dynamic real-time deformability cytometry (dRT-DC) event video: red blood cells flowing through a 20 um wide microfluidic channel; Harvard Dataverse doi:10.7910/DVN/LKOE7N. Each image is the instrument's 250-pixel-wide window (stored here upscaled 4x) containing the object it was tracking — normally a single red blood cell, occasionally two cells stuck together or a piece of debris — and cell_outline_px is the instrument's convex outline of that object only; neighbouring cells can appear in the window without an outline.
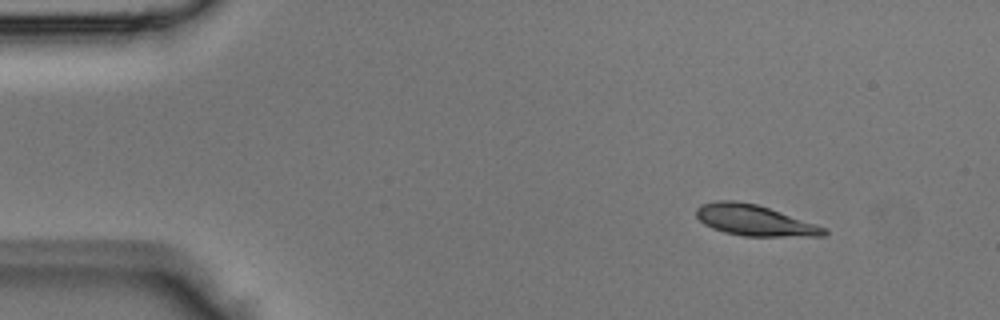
{"species": "Egyptian fruit bat (a non-hibernating species)", "species_latin": "Rousettus aegyptiacus", "temperature_condition": "room temperature", "stored_images_in_passage": 3, "camera_frame_rate_fps": 3000, "um_per_image_px": 0.085, "animal": {"sex": "male"}, "frame": {"image": 1, "passage_image": 1, "time_ms": 0.0, "image_size_px": [1000, 320], "cell_outline_px": [[828, 232], [824, 236], [744, 236], [724, 232], [712, 228], [704, 224], [696, 216], [696, 208], [700, 204], [716, 200], [736, 200], [756, 204], [828, 228]], "centroid_in_image_um": [64.11, 18.72], "position_along_channel_um": 20.9, "area_um2": 22.95}}
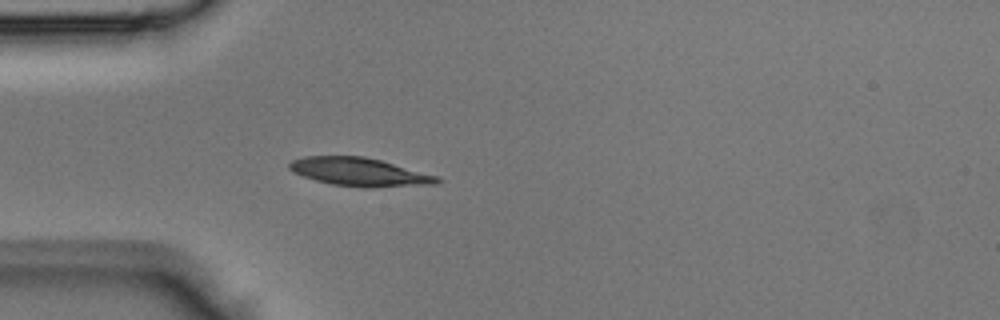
{"frame": {"image": 2, "passage_image": 3, "time_ms": 0.667, "image_size_px": [1000, 320], "cell_outline_px": [[444, 180], [436, 184], [364, 188], [332, 184], [316, 180], [292, 172], [288, 168], [288, 164], [292, 160], [304, 156], [364, 156], [380, 160], [436, 176]], "centroid_in_image_um": [30.52, 14.62], "position_along_channel_um": 54.5, "area_um2": 24.22}}